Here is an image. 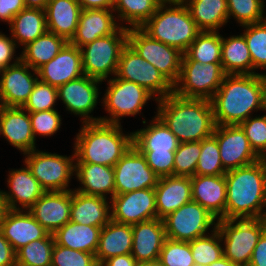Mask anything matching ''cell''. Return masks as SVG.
<instances>
[{"mask_svg":"<svg viewBox=\"0 0 266 266\" xmlns=\"http://www.w3.org/2000/svg\"><path fill=\"white\" fill-rule=\"evenodd\" d=\"M151 170L159 177L174 175L175 152L140 151Z\"/></svg>","mask_w":266,"mask_h":266,"instance_id":"cell-51","label":"cell"},{"mask_svg":"<svg viewBox=\"0 0 266 266\" xmlns=\"http://www.w3.org/2000/svg\"><path fill=\"white\" fill-rule=\"evenodd\" d=\"M66 43L67 41L63 37L47 31L22 48L20 60L32 69L37 70L43 64L52 60Z\"/></svg>","mask_w":266,"mask_h":266,"instance_id":"cell-37","label":"cell"},{"mask_svg":"<svg viewBox=\"0 0 266 266\" xmlns=\"http://www.w3.org/2000/svg\"><path fill=\"white\" fill-rule=\"evenodd\" d=\"M200 152L201 141L179 143L175 151L174 176H194Z\"/></svg>","mask_w":266,"mask_h":266,"instance_id":"cell-45","label":"cell"},{"mask_svg":"<svg viewBox=\"0 0 266 266\" xmlns=\"http://www.w3.org/2000/svg\"><path fill=\"white\" fill-rule=\"evenodd\" d=\"M116 20L113 9H82L76 33L70 43L81 48L95 39L113 34L120 26L127 27Z\"/></svg>","mask_w":266,"mask_h":266,"instance_id":"cell-23","label":"cell"},{"mask_svg":"<svg viewBox=\"0 0 266 266\" xmlns=\"http://www.w3.org/2000/svg\"><path fill=\"white\" fill-rule=\"evenodd\" d=\"M132 234L131 255L138 263L159 259L166 239L163 219L155 218L132 225Z\"/></svg>","mask_w":266,"mask_h":266,"instance_id":"cell-25","label":"cell"},{"mask_svg":"<svg viewBox=\"0 0 266 266\" xmlns=\"http://www.w3.org/2000/svg\"><path fill=\"white\" fill-rule=\"evenodd\" d=\"M38 79L58 88L84 75L81 50L67 42L49 62L37 69Z\"/></svg>","mask_w":266,"mask_h":266,"instance_id":"cell-20","label":"cell"},{"mask_svg":"<svg viewBox=\"0 0 266 266\" xmlns=\"http://www.w3.org/2000/svg\"><path fill=\"white\" fill-rule=\"evenodd\" d=\"M158 6L156 0H114L113 11L118 22L127 23V28H133L141 27Z\"/></svg>","mask_w":266,"mask_h":266,"instance_id":"cell-38","label":"cell"},{"mask_svg":"<svg viewBox=\"0 0 266 266\" xmlns=\"http://www.w3.org/2000/svg\"><path fill=\"white\" fill-rule=\"evenodd\" d=\"M138 266H163L159 260L138 263Z\"/></svg>","mask_w":266,"mask_h":266,"instance_id":"cell-62","label":"cell"},{"mask_svg":"<svg viewBox=\"0 0 266 266\" xmlns=\"http://www.w3.org/2000/svg\"><path fill=\"white\" fill-rule=\"evenodd\" d=\"M192 200L198 202L217 219H225L227 197L225 175L190 177Z\"/></svg>","mask_w":266,"mask_h":266,"instance_id":"cell-26","label":"cell"},{"mask_svg":"<svg viewBox=\"0 0 266 266\" xmlns=\"http://www.w3.org/2000/svg\"><path fill=\"white\" fill-rule=\"evenodd\" d=\"M102 81L83 75L57 88L58 100H62L68 112L81 117L82 123L98 122L100 117H93L91 112L98 104L99 84Z\"/></svg>","mask_w":266,"mask_h":266,"instance_id":"cell-15","label":"cell"},{"mask_svg":"<svg viewBox=\"0 0 266 266\" xmlns=\"http://www.w3.org/2000/svg\"><path fill=\"white\" fill-rule=\"evenodd\" d=\"M57 100V88L38 79L22 108L28 112L54 110Z\"/></svg>","mask_w":266,"mask_h":266,"instance_id":"cell-47","label":"cell"},{"mask_svg":"<svg viewBox=\"0 0 266 266\" xmlns=\"http://www.w3.org/2000/svg\"><path fill=\"white\" fill-rule=\"evenodd\" d=\"M108 198L87 195L72 190L70 221L89 226L104 227L111 220Z\"/></svg>","mask_w":266,"mask_h":266,"instance_id":"cell-28","label":"cell"},{"mask_svg":"<svg viewBox=\"0 0 266 266\" xmlns=\"http://www.w3.org/2000/svg\"><path fill=\"white\" fill-rule=\"evenodd\" d=\"M26 8L45 10L49 0H23Z\"/></svg>","mask_w":266,"mask_h":266,"instance_id":"cell-58","label":"cell"},{"mask_svg":"<svg viewBox=\"0 0 266 266\" xmlns=\"http://www.w3.org/2000/svg\"><path fill=\"white\" fill-rule=\"evenodd\" d=\"M251 117L243 121L240 126L254 152L260 158L266 159V115Z\"/></svg>","mask_w":266,"mask_h":266,"instance_id":"cell-48","label":"cell"},{"mask_svg":"<svg viewBox=\"0 0 266 266\" xmlns=\"http://www.w3.org/2000/svg\"><path fill=\"white\" fill-rule=\"evenodd\" d=\"M72 190L45 192L27 211L44 227L54 234L70 221Z\"/></svg>","mask_w":266,"mask_h":266,"instance_id":"cell-19","label":"cell"},{"mask_svg":"<svg viewBox=\"0 0 266 266\" xmlns=\"http://www.w3.org/2000/svg\"><path fill=\"white\" fill-rule=\"evenodd\" d=\"M81 11L77 0H49L45 9L48 31L70 42L76 33Z\"/></svg>","mask_w":266,"mask_h":266,"instance_id":"cell-30","label":"cell"},{"mask_svg":"<svg viewBox=\"0 0 266 266\" xmlns=\"http://www.w3.org/2000/svg\"><path fill=\"white\" fill-rule=\"evenodd\" d=\"M163 266H195L190 243L166 238L159 259Z\"/></svg>","mask_w":266,"mask_h":266,"instance_id":"cell-46","label":"cell"},{"mask_svg":"<svg viewBox=\"0 0 266 266\" xmlns=\"http://www.w3.org/2000/svg\"><path fill=\"white\" fill-rule=\"evenodd\" d=\"M225 178V219L266 218V159L229 170Z\"/></svg>","mask_w":266,"mask_h":266,"instance_id":"cell-3","label":"cell"},{"mask_svg":"<svg viewBox=\"0 0 266 266\" xmlns=\"http://www.w3.org/2000/svg\"><path fill=\"white\" fill-rule=\"evenodd\" d=\"M222 35L219 31H201L185 52L202 64L221 63Z\"/></svg>","mask_w":266,"mask_h":266,"instance_id":"cell-39","label":"cell"},{"mask_svg":"<svg viewBox=\"0 0 266 266\" xmlns=\"http://www.w3.org/2000/svg\"><path fill=\"white\" fill-rule=\"evenodd\" d=\"M226 172L221 163L216 137L211 135L203 139L195 175L219 176L225 175Z\"/></svg>","mask_w":266,"mask_h":266,"instance_id":"cell-43","label":"cell"},{"mask_svg":"<svg viewBox=\"0 0 266 266\" xmlns=\"http://www.w3.org/2000/svg\"><path fill=\"white\" fill-rule=\"evenodd\" d=\"M24 156V164L45 192L72 190L69 183L75 174V151L70 157L35 149Z\"/></svg>","mask_w":266,"mask_h":266,"instance_id":"cell-10","label":"cell"},{"mask_svg":"<svg viewBox=\"0 0 266 266\" xmlns=\"http://www.w3.org/2000/svg\"><path fill=\"white\" fill-rule=\"evenodd\" d=\"M81 126L73 146L75 163L114 167L133 145V132L124 134L121 124L98 121Z\"/></svg>","mask_w":266,"mask_h":266,"instance_id":"cell-4","label":"cell"},{"mask_svg":"<svg viewBox=\"0 0 266 266\" xmlns=\"http://www.w3.org/2000/svg\"><path fill=\"white\" fill-rule=\"evenodd\" d=\"M32 132L36 136H53L60 129L62 118L58 110L29 112Z\"/></svg>","mask_w":266,"mask_h":266,"instance_id":"cell-50","label":"cell"},{"mask_svg":"<svg viewBox=\"0 0 266 266\" xmlns=\"http://www.w3.org/2000/svg\"><path fill=\"white\" fill-rule=\"evenodd\" d=\"M189 243L195 266H208L224 256L223 242L217 228Z\"/></svg>","mask_w":266,"mask_h":266,"instance_id":"cell-41","label":"cell"},{"mask_svg":"<svg viewBox=\"0 0 266 266\" xmlns=\"http://www.w3.org/2000/svg\"><path fill=\"white\" fill-rule=\"evenodd\" d=\"M0 32V70L6 69L9 66L15 65L20 61V55L15 57V52L18 48L13 38ZM15 59V61H14ZM13 60V61H12ZM12 63V64H11Z\"/></svg>","mask_w":266,"mask_h":266,"instance_id":"cell-52","label":"cell"},{"mask_svg":"<svg viewBox=\"0 0 266 266\" xmlns=\"http://www.w3.org/2000/svg\"><path fill=\"white\" fill-rule=\"evenodd\" d=\"M200 31H219L229 22L227 0H184Z\"/></svg>","mask_w":266,"mask_h":266,"instance_id":"cell-35","label":"cell"},{"mask_svg":"<svg viewBox=\"0 0 266 266\" xmlns=\"http://www.w3.org/2000/svg\"><path fill=\"white\" fill-rule=\"evenodd\" d=\"M133 246L132 225L120 224L110 220L100 232L99 244L95 253L100 266L105 260L130 254Z\"/></svg>","mask_w":266,"mask_h":266,"instance_id":"cell-31","label":"cell"},{"mask_svg":"<svg viewBox=\"0 0 266 266\" xmlns=\"http://www.w3.org/2000/svg\"><path fill=\"white\" fill-rule=\"evenodd\" d=\"M210 101L216 125H240L253 111H266L257 74H226Z\"/></svg>","mask_w":266,"mask_h":266,"instance_id":"cell-1","label":"cell"},{"mask_svg":"<svg viewBox=\"0 0 266 266\" xmlns=\"http://www.w3.org/2000/svg\"><path fill=\"white\" fill-rule=\"evenodd\" d=\"M115 195L154 189L159 177L148 166L144 155L132 145L114 165Z\"/></svg>","mask_w":266,"mask_h":266,"instance_id":"cell-14","label":"cell"},{"mask_svg":"<svg viewBox=\"0 0 266 266\" xmlns=\"http://www.w3.org/2000/svg\"><path fill=\"white\" fill-rule=\"evenodd\" d=\"M100 266H138V262L130 253L111 257Z\"/></svg>","mask_w":266,"mask_h":266,"instance_id":"cell-56","label":"cell"},{"mask_svg":"<svg viewBox=\"0 0 266 266\" xmlns=\"http://www.w3.org/2000/svg\"><path fill=\"white\" fill-rule=\"evenodd\" d=\"M224 256L238 266H248L253 250L266 230V218L218 219Z\"/></svg>","mask_w":266,"mask_h":266,"instance_id":"cell-6","label":"cell"},{"mask_svg":"<svg viewBox=\"0 0 266 266\" xmlns=\"http://www.w3.org/2000/svg\"><path fill=\"white\" fill-rule=\"evenodd\" d=\"M208 266H238V265L233 263L231 260L227 259L225 256H223L219 260L213 262Z\"/></svg>","mask_w":266,"mask_h":266,"instance_id":"cell-60","label":"cell"},{"mask_svg":"<svg viewBox=\"0 0 266 266\" xmlns=\"http://www.w3.org/2000/svg\"><path fill=\"white\" fill-rule=\"evenodd\" d=\"M111 202V220L135 225L157 218L155 189H142L115 195Z\"/></svg>","mask_w":266,"mask_h":266,"instance_id":"cell-17","label":"cell"},{"mask_svg":"<svg viewBox=\"0 0 266 266\" xmlns=\"http://www.w3.org/2000/svg\"><path fill=\"white\" fill-rule=\"evenodd\" d=\"M128 44L173 86L177 83L183 57L179 49L151 38L140 27L128 28Z\"/></svg>","mask_w":266,"mask_h":266,"instance_id":"cell-11","label":"cell"},{"mask_svg":"<svg viewBox=\"0 0 266 266\" xmlns=\"http://www.w3.org/2000/svg\"><path fill=\"white\" fill-rule=\"evenodd\" d=\"M213 135L217 139L221 163L226 171L261 159L251 148L240 125H216Z\"/></svg>","mask_w":266,"mask_h":266,"instance_id":"cell-16","label":"cell"},{"mask_svg":"<svg viewBox=\"0 0 266 266\" xmlns=\"http://www.w3.org/2000/svg\"><path fill=\"white\" fill-rule=\"evenodd\" d=\"M82 9H113L114 0H77Z\"/></svg>","mask_w":266,"mask_h":266,"instance_id":"cell-57","label":"cell"},{"mask_svg":"<svg viewBox=\"0 0 266 266\" xmlns=\"http://www.w3.org/2000/svg\"><path fill=\"white\" fill-rule=\"evenodd\" d=\"M111 78L107 80L108 87L101 102L109 116H100V121L121 124L120 119L122 120V117L141 115V111L148 100L157 101L144 87L116 76H111Z\"/></svg>","mask_w":266,"mask_h":266,"instance_id":"cell-9","label":"cell"},{"mask_svg":"<svg viewBox=\"0 0 266 266\" xmlns=\"http://www.w3.org/2000/svg\"><path fill=\"white\" fill-rule=\"evenodd\" d=\"M115 76L144 87L156 100L173 93V85L128 43L122 49Z\"/></svg>","mask_w":266,"mask_h":266,"instance_id":"cell-13","label":"cell"},{"mask_svg":"<svg viewBox=\"0 0 266 266\" xmlns=\"http://www.w3.org/2000/svg\"><path fill=\"white\" fill-rule=\"evenodd\" d=\"M227 6L228 18L231 19L233 16L240 26L254 24L266 19L264 0H227Z\"/></svg>","mask_w":266,"mask_h":266,"instance_id":"cell-44","label":"cell"},{"mask_svg":"<svg viewBox=\"0 0 266 266\" xmlns=\"http://www.w3.org/2000/svg\"><path fill=\"white\" fill-rule=\"evenodd\" d=\"M54 245V236L50 234L21 247L15 252L16 266H51Z\"/></svg>","mask_w":266,"mask_h":266,"instance_id":"cell-40","label":"cell"},{"mask_svg":"<svg viewBox=\"0 0 266 266\" xmlns=\"http://www.w3.org/2000/svg\"><path fill=\"white\" fill-rule=\"evenodd\" d=\"M0 135L23 154L36 149L29 112L21 107L0 105Z\"/></svg>","mask_w":266,"mask_h":266,"instance_id":"cell-21","label":"cell"},{"mask_svg":"<svg viewBox=\"0 0 266 266\" xmlns=\"http://www.w3.org/2000/svg\"><path fill=\"white\" fill-rule=\"evenodd\" d=\"M140 130L133 132V145L139 151L175 152L179 141L157 116Z\"/></svg>","mask_w":266,"mask_h":266,"instance_id":"cell-32","label":"cell"},{"mask_svg":"<svg viewBox=\"0 0 266 266\" xmlns=\"http://www.w3.org/2000/svg\"><path fill=\"white\" fill-rule=\"evenodd\" d=\"M128 43V28L120 26L113 34L95 39L80 48L84 75L100 81L116 75L122 49Z\"/></svg>","mask_w":266,"mask_h":266,"instance_id":"cell-7","label":"cell"},{"mask_svg":"<svg viewBox=\"0 0 266 266\" xmlns=\"http://www.w3.org/2000/svg\"><path fill=\"white\" fill-rule=\"evenodd\" d=\"M154 189L157 218L159 219H163L192 201L191 180L187 176L161 177Z\"/></svg>","mask_w":266,"mask_h":266,"instance_id":"cell-27","label":"cell"},{"mask_svg":"<svg viewBox=\"0 0 266 266\" xmlns=\"http://www.w3.org/2000/svg\"><path fill=\"white\" fill-rule=\"evenodd\" d=\"M9 210L7 201L3 197L2 190L0 189V226L4 222L5 216Z\"/></svg>","mask_w":266,"mask_h":266,"instance_id":"cell-59","label":"cell"},{"mask_svg":"<svg viewBox=\"0 0 266 266\" xmlns=\"http://www.w3.org/2000/svg\"><path fill=\"white\" fill-rule=\"evenodd\" d=\"M241 27L245 28L242 34L249 48L253 74H257L255 70L266 68V19Z\"/></svg>","mask_w":266,"mask_h":266,"instance_id":"cell-42","label":"cell"},{"mask_svg":"<svg viewBox=\"0 0 266 266\" xmlns=\"http://www.w3.org/2000/svg\"><path fill=\"white\" fill-rule=\"evenodd\" d=\"M0 266H16V254L11 244L0 232Z\"/></svg>","mask_w":266,"mask_h":266,"instance_id":"cell-54","label":"cell"},{"mask_svg":"<svg viewBox=\"0 0 266 266\" xmlns=\"http://www.w3.org/2000/svg\"><path fill=\"white\" fill-rule=\"evenodd\" d=\"M24 166L9 171L7 186L10 191L2 190L10 210H28L45 193L27 165Z\"/></svg>","mask_w":266,"mask_h":266,"instance_id":"cell-22","label":"cell"},{"mask_svg":"<svg viewBox=\"0 0 266 266\" xmlns=\"http://www.w3.org/2000/svg\"><path fill=\"white\" fill-rule=\"evenodd\" d=\"M75 178L81 186L74 188L83 194L110 199L115 196L114 167L91 163H75Z\"/></svg>","mask_w":266,"mask_h":266,"instance_id":"cell-29","label":"cell"},{"mask_svg":"<svg viewBox=\"0 0 266 266\" xmlns=\"http://www.w3.org/2000/svg\"><path fill=\"white\" fill-rule=\"evenodd\" d=\"M51 266H99L95 254L70 249L55 243Z\"/></svg>","mask_w":266,"mask_h":266,"instance_id":"cell-49","label":"cell"},{"mask_svg":"<svg viewBox=\"0 0 266 266\" xmlns=\"http://www.w3.org/2000/svg\"><path fill=\"white\" fill-rule=\"evenodd\" d=\"M217 218L198 202L190 201L163 218L166 238L190 242L217 228Z\"/></svg>","mask_w":266,"mask_h":266,"instance_id":"cell-12","label":"cell"},{"mask_svg":"<svg viewBox=\"0 0 266 266\" xmlns=\"http://www.w3.org/2000/svg\"><path fill=\"white\" fill-rule=\"evenodd\" d=\"M159 4H177L184 2V0H156Z\"/></svg>","mask_w":266,"mask_h":266,"instance_id":"cell-63","label":"cell"},{"mask_svg":"<svg viewBox=\"0 0 266 266\" xmlns=\"http://www.w3.org/2000/svg\"><path fill=\"white\" fill-rule=\"evenodd\" d=\"M248 266H266V230L256 244Z\"/></svg>","mask_w":266,"mask_h":266,"instance_id":"cell-55","label":"cell"},{"mask_svg":"<svg viewBox=\"0 0 266 266\" xmlns=\"http://www.w3.org/2000/svg\"><path fill=\"white\" fill-rule=\"evenodd\" d=\"M0 232L15 252L34 240L50 235L27 210H9L0 226Z\"/></svg>","mask_w":266,"mask_h":266,"instance_id":"cell-24","label":"cell"},{"mask_svg":"<svg viewBox=\"0 0 266 266\" xmlns=\"http://www.w3.org/2000/svg\"><path fill=\"white\" fill-rule=\"evenodd\" d=\"M266 68H264L263 70H265ZM257 75L259 76V79L261 81L262 84V90H263V96H264V100L266 103V74L265 73H257Z\"/></svg>","mask_w":266,"mask_h":266,"instance_id":"cell-61","label":"cell"},{"mask_svg":"<svg viewBox=\"0 0 266 266\" xmlns=\"http://www.w3.org/2000/svg\"><path fill=\"white\" fill-rule=\"evenodd\" d=\"M9 28L16 45L23 48L48 31L46 12L42 9L25 8L13 17Z\"/></svg>","mask_w":266,"mask_h":266,"instance_id":"cell-34","label":"cell"},{"mask_svg":"<svg viewBox=\"0 0 266 266\" xmlns=\"http://www.w3.org/2000/svg\"><path fill=\"white\" fill-rule=\"evenodd\" d=\"M151 38L185 53L201 32L184 2L159 4L156 12L141 27Z\"/></svg>","mask_w":266,"mask_h":266,"instance_id":"cell-5","label":"cell"},{"mask_svg":"<svg viewBox=\"0 0 266 266\" xmlns=\"http://www.w3.org/2000/svg\"><path fill=\"white\" fill-rule=\"evenodd\" d=\"M221 65L225 74H253L252 59L243 34L222 36Z\"/></svg>","mask_w":266,"mask_h":266,"instance_id":"cell-36","label":"cell"},{"mask_svg":"<svg viewBox=\"0 0 266 266\" xmlns=\"http://www.w3.org/2000/svg\"><path fill=\"white\" fill-rule=\"evenodd\" d=\"M225 75L221 63L202 64L183 53L180 76L173 92L184 98L211 100Z\"/></svg>","mask_w":266,"mask_h":266,"instance_id":"cell-8","label":"cell"},{"mask_svg":"<svg viewBox=\"0 0 266 266\" xmlns=\"http://www.w3.org/2000/svg\"><path fill=\"white\" fill-rule=\"evenodd\" d=\"M25 8L23 0H0V20L10 24L13 17Z\"/></svg>","mask_w":266,"mask_h":266,"instance_id":"cell-53","label":"cell"},{"mask_svg":"<svg viewBox=\"0 0 266 266\" xmlns=\"http://www.w3.org/2000/svg\"><path fill=\"white\" fill-rule=\"evenodd\" d=\"M157 103L156 115L179 143L202 141L213 135L216 123L210 100L184 98L173 92Z\"/></svg>","mask_w":266,"mask_h":266,"instance_id":"cell-2","label":"cell"},{"mask_svg":"<svg viewBox=\"0 0 266 266\" xmlns=\"http://www.w3.org/2000/svg\"><path fill=\"white\" fill-rule=\"evenodd\" d=\"M37 80V70L21 60L15 65L0 70V105L22 108Z\"/></svg>","mask_w":266,"mask_h":266,"instance_id":"cell-18","label":"cell"},{"mask_svg":"<svg viewBox=\"0 0 266 266\" xmlns=\"http://www.w3.org/2000/svg\"><path fill=\"white\" fill-rule=\"evenodd\" d=\"M102 228L69 221L58 229L53 236L57 245L95 254Z\"/></svg>","mask_w":266,"mask_h":266,"instance_id":"cell-33","label":"cell"}]
</instances>
